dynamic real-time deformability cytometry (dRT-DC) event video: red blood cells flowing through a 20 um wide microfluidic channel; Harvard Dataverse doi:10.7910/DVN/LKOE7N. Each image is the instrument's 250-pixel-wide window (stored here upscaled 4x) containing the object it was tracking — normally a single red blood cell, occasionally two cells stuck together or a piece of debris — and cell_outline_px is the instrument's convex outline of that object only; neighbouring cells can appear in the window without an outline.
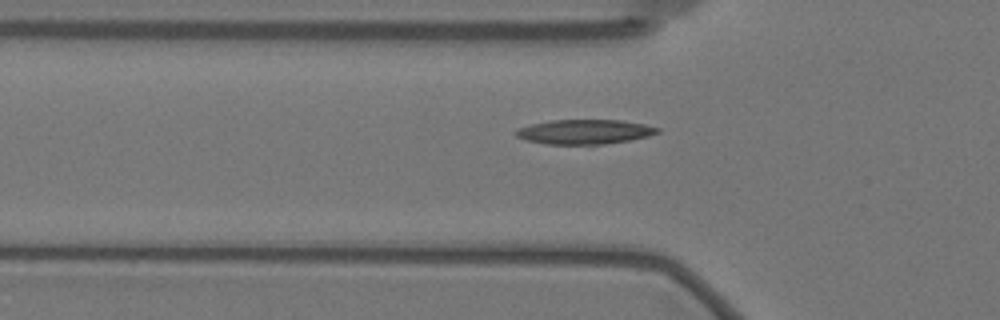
{"species": "Egyptian fruit bat (a non-hibernating species)", "species_latin": "Rousettus aegyptiacus", "temperature_condition": "warm", "stored_images_in_passage": 40, "camera_frame_rate_fps": 3000, "um_per_image_px": 0.085, "animal": {"sex": "female"}, "frame": {"image": 1, "passage_image": 8, "time_ms": 2.333, "image_size_px": [1000, 320], "cell_outline_px": [[660, 132], [648, 136], [628, 140], [604, 144], [548, 144], [528, 140], [516, 136], [516, 128], [532, 124], [552, 120], [620, 120], [644, 124], [660, 128]], "centroid_in_image_um": [49.7, 11.19], "position_along_channel_um": 76.1, "area_um2": 20.06}}
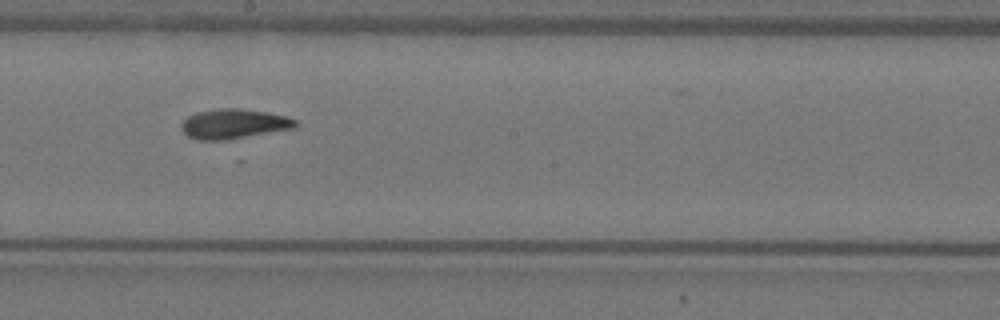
{"frame": {"image": 2, "passage_image": 21, "time_ms": 6.667, "image_size_px": [1000, 320], "cell_outline_px": [[300, 124], [296, 128], [228, 140], [200, 140], [188, 136], [180, 128], [180, 124], [188, 116], [196, 112], [216, 108], [236, 108], [268, 112], [288, 116], [296, 120]], "centroid_in_image_um": [19.91, 10.53], "position_along_channel_um": 228.3, "area_um2": 20.11}}
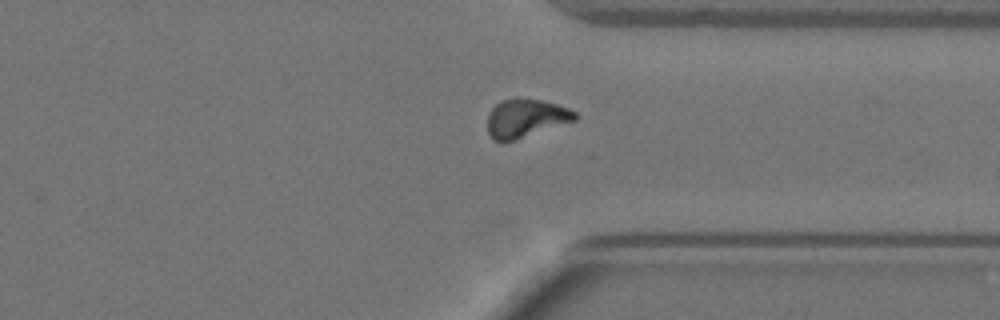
{"frame": {"image": 3, "passage_image": 33, "time_ms": 10.667, "image_size_px": [1000, 320], "cell_outline_px": [[580, 116], [576, 120], [504, 144], [500, 144], [492, 140], [488, 132], [488, 112], [500, 100], [516, 96], [520, 96], [540, 100], [556, 104], [568, 108], [576, 112]], "centroid_in_image_um": [44.65, 10.05], "position_along_channel_um": 366.8, "area_um2": 20.29}, "authors_computed_cell_mechanics": {"area_um2": 19.5075, "velocity_mm_per_s": 3.4891, "shape_relaxation_time_tau1_ms": 5.8959, "shape_relaxation_time_tau2_ms": 3.6131, "deformation_change_tau1": 0.1877, "deformation_change_tau2": 0.0963}}